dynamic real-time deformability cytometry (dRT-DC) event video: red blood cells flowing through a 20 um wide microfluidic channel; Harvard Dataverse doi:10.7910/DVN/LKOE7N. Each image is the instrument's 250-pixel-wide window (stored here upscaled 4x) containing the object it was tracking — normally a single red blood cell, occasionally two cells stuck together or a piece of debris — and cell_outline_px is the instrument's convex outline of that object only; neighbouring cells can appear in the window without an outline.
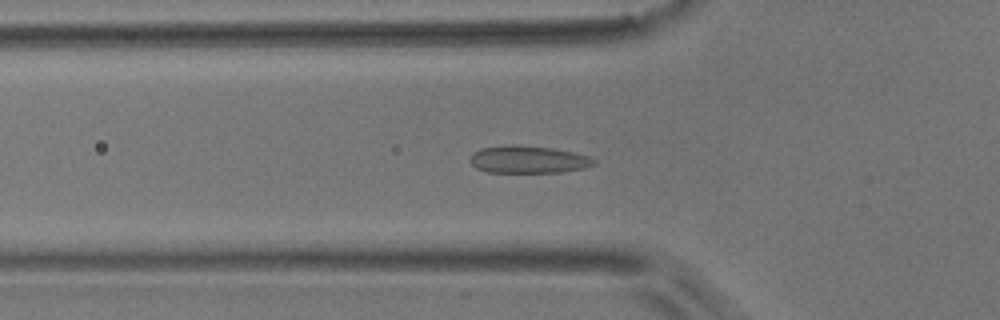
{"species": "common noctule bat (a hibernating species)", "species_latin": "Nyctalus noctula", "temperature_condition": "room temperature", "stored_images_in_passage": 13, "camera_frame_rate_fps": 3000, "um_per_image_px": 0.085, "animal": {"sex": "male", "body_mass_g": 17.9}, "frame": {"image": 1, "passage_image": 9, "time_ms": 2.667, "image_size_px": [1000, 320], "cell_outline_px": [[596, 164], [584, 168], [560, 172], [488, 172], [476, 168], [468, 160], [480, 148], [512, 144], [552, 148], [572, 152], [588, 156], [596, 160]], "centroid_in_image_um": [44.9, 13.56], "position_along_channel_um": 80.9, "area_um2": 19.65}}
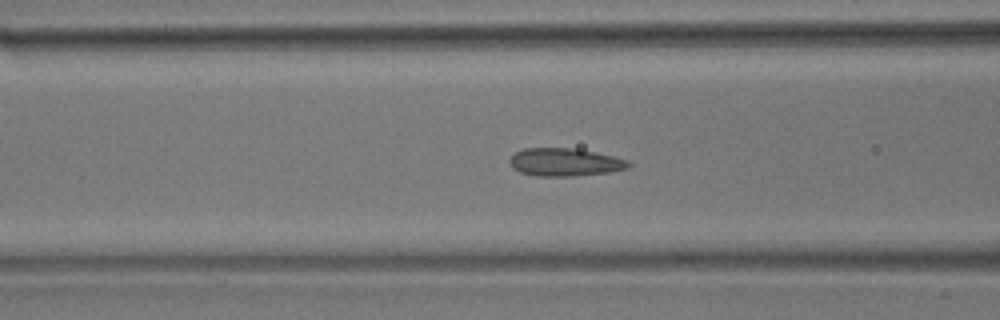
{"frame": {"image": 2, "passage_image": 12, "time_ms": 3.667, "image_size_px": [1000, 320], "cell_outline_px": [[632, 164], [628, 168], [608, 172], [572, 176], [536, 176], [520, 172], [512, 168], [508, 160], [516, 152], [524, 148], [576, 148], [596, 152], [628, 160]], "centroid_in_image_um": [48.0, 13.78], "position_along_channel_um": 118.6, "area_um2": 19.36}}